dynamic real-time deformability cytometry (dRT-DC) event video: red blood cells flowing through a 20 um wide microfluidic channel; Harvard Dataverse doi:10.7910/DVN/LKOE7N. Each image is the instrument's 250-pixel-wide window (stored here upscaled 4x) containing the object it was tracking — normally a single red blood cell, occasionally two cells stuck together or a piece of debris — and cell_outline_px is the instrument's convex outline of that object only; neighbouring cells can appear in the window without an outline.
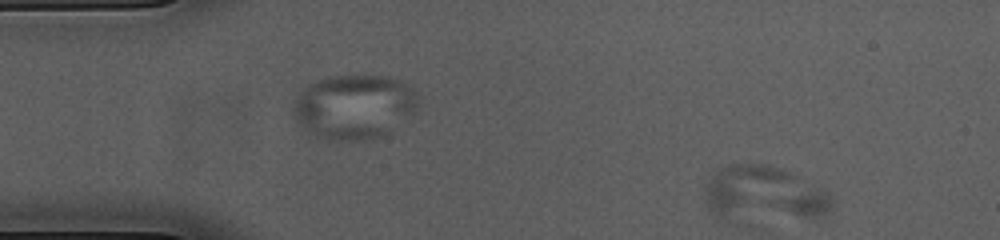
{"species": "common noctule bat (a hibernating species)", "species_latin": "Nyctalus noctula", "temperature_condition": "cold", "stored_images_in_passage": 2, "segment_of_instrument_passage": [2, 2], "camera_frame_rate_fps": 3000, "um_per_image_px": 0.085, "animal": {"sex": "female", "body_mass_g": 23.0, "forearm_length_mm": 53.4}, "frame": {"image": 1, "passage_image": 2, "time_ms": 0.333, "image_size_px": [1000, 240], "cell_outline_px": [[836, 200], [824, 216], [816, 220], [720, 220], [712, 216], [704, 200], [708, 184], [712, 176], [720, 168], [728, 164], [764, 164], [792, 172], [820, 188]], "centroid_in_image_um": [64.95, 16.56], "position_along_channel_um": 20.0, "area_um2": 42.08}}